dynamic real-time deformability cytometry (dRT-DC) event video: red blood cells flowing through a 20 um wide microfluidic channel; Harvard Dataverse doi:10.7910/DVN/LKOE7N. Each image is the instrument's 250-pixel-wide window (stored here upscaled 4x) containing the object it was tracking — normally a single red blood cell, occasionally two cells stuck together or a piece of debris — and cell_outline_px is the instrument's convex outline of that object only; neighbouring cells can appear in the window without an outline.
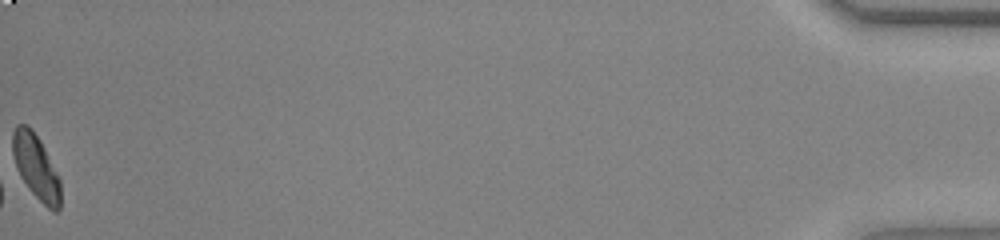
{"species": "common noctule bat (a hibernating species)", "species_latin": "Nyctalus noctula", "temperature_condition": "warm", "stored_images_in_passage": 53, "segment_of_instrument_passage": [2, 2], "camera_frame_rate_fps": 3000, "um_per_image_px": 0.085, "animal": {"sex": "female", "body_mass_g": 23.0, "forearm_length_mm": 53.4}, "frame": {"image": 1, "passage_image": 53, "time_ms": 17.333, "image_size_px": [1000, 240], "cell_outline_px": [[60, 208], [56, 212], [52, 212], [28, 188], [20, 176], [16, 168], [12, 152], [12, 132], [16, 124], [28, 124], [32, 128], [40, 140], [60, 180]], "centroid_in_image_um": [3.03, 14.15], "position_along_channel_um": 432.2, "area_um2": 18.03}}